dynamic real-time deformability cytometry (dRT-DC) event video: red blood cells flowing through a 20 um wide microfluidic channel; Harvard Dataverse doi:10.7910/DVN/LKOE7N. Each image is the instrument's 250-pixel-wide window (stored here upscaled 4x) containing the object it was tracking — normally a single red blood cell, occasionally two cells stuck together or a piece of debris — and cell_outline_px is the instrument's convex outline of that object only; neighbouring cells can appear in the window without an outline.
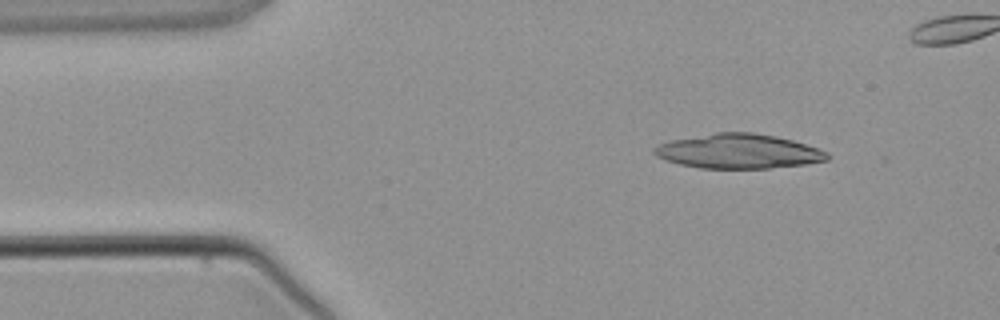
{"species": "common noctule bat (a hibernating species)", "species_latin": "Nyctalus noctula", "temperature_condition": "warm", "stored_images_in_passage": 4, "camera_frame_rate_fps": 3000, "um_per_image_px": 0.085, "animal": {"sex": "male", "body_mass_g": 21.5, "forearm_length_mm": 52.0}, "frame": {"image": 1, "passage_image": 1, "time_ms": 0.0, "image_size_px": [1000, 320], "cell_outline_px": [[828, 160], [804, 164], [768, 168], [700, 168], [680, 164], [656, 156], [652, 152], [652, 148], [660, 144], [672, 140], [716, 132], [752, 132], [776, 136], [792, 140], [820, 148], [828, 152]], "centroid_in_image_um": [62.79, 12.85], "position_along_channel_um": 22.2, "area_um2": 34.68}}